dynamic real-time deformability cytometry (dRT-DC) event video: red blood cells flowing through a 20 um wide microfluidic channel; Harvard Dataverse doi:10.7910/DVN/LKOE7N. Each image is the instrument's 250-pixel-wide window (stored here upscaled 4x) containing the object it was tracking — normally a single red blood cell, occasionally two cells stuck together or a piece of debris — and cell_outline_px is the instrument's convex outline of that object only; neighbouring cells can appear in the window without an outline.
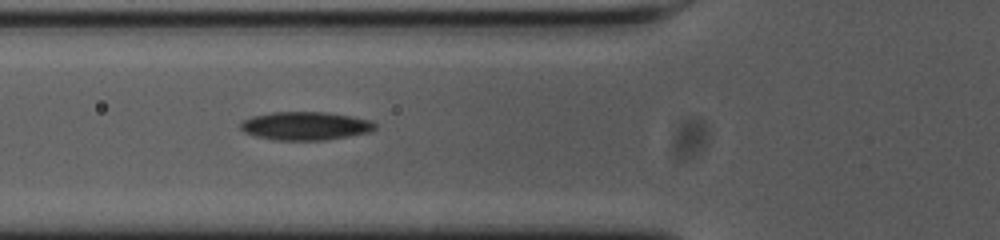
{"species": "common noctule bat (a hibernating species)", "species_latin": "Nyctalus noctula", "temperature_condition": "cold", "stored_images_in_passage": 35, "camera_frame_rate_fps": 3000, "um_per_image_px": 0.085, "animal": {"sex": "female", "body_mass_g": 23.0, "forearm_length_mm": 53.4}, "frame": {"image": 1, "passage_image": 5, "time_ms": 1.333, "image_size_px": [1000, 240], "cell_outline_px": [[376, 128], [368, 132], [348, 136], [324, 140], [276, 140], [256, 136], [244, 132], [240, 128], [240, 124], [244, 120], [252, 116], [272, 112], [328, 112], [352, 116], [372, 120], [376, 124]], "centroid_in_image_um": [25.97, 10.69], "position_along_channel_um": 99.8, "area_um2": 22.2}}
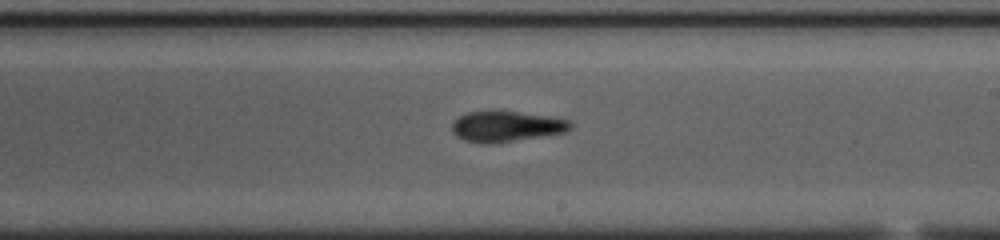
{"frame": {"image": 2, "passage_image": 17, "time_ms": 5.333, "image_size_px": [1000, 240], "cell_outline_px": [[572, 128], [564, 132], [540, 136], [488, 144], [480, 144], [464, 140], [456, 136], [452, 132], [452, 124], [460, 116], [468, 112], [492, 108], [496, 108], [548, 116], [568, 120], [572, 124]], "centroid_in_image_um": [42.98, 10.7], "position_along_channel_um": 246.0, "area_um2": 21.56}}
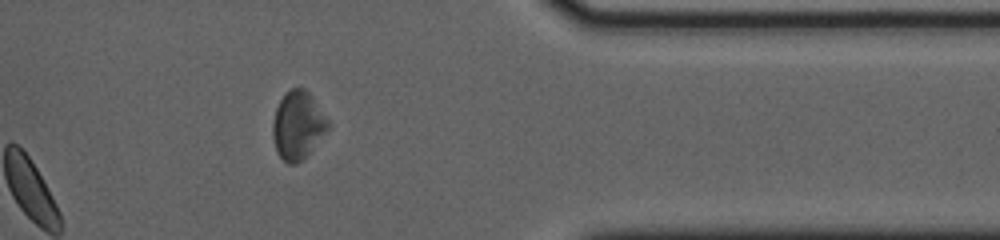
{"frame": {"image": 3, "passage_image": 30, "time_ms": 9.667, "image_size_px": [1000, 240], "cell_outline_px": [[332, 124], [308, 152], [296, 164], [288, 164], [280, 156], [276, 148], [272, 136], [272, 124], [276, 108], [280, 100], [292, 88], [304, 88], [312, 96]], "centroid_in_image_um": [25.32, 10.63], "position_along_channel_um": 386.1, "area_um2": 21.5}}